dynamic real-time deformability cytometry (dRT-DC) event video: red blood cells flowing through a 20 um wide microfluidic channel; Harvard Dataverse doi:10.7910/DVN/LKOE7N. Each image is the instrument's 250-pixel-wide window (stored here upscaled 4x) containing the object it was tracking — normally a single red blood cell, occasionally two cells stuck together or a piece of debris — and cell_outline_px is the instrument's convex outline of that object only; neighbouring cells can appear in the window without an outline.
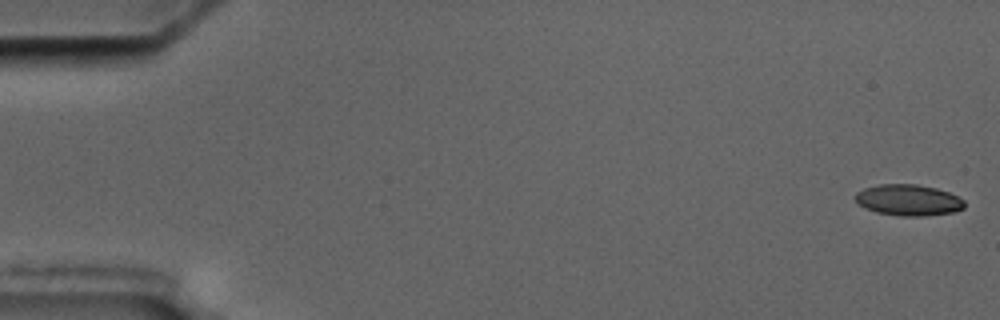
{"species": "common noctule bat (a hibernating species)", "species_latin": "Nyctalus noctula", "temperature_condition": "cold", "stored_images_in_passage": 3, "camera_frame_rate_fps": 3000, "um_per_image_px": 0.085, "animal": {"sex": "male", "body_mass_g": 17.5, "forearm_length_mm": 52.3}, "frame": {"image": 1, "passage_image": 1, "time_ms": 0.0, "image_size_px": [1000, 320], "cell_outline_px": [[964, 208], [952, 212], [924, 216], [900, 216], [876, 212], [860, 204], [856, 200], [856, 192], [864, 188], [880, 184], [916, 184], [936, 188], [948, 192], [964, 200]], "centroid_in_image_um": [77.22, 17.0], "position_along_channel_um": 7.8, "area_um2": 19.59}}
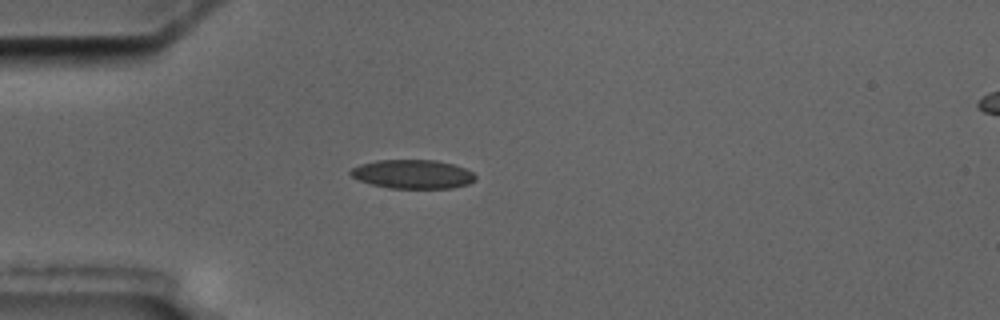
{"frame": {"image": 2, "passage_image": 3, "time_ms": 5.0, "image_size_px": [1000, 320], "cell_outline_px": [[476, 180], [468, 184], [452, 188], [388, 188], [372, 184], [360, 180], [352, 176], [348, 172], [352, 168], [360, 164], [376, 160], [436, 160], [452, 164], [464, 168], [472, 172], [476, 176]], "centroid_in_image_um": [35.08, 14.8], "position_along_channel_um": 49.9, "area_um2": 20.98}}